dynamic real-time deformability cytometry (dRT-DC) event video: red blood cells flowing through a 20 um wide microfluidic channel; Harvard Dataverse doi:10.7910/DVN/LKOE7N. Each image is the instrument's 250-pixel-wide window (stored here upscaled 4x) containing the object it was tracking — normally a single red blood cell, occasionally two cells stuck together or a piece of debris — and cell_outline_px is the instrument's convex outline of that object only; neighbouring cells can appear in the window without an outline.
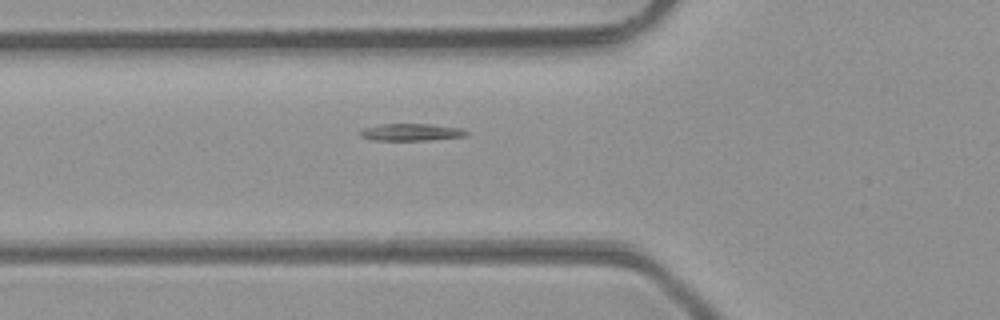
{"species": "common noctule bat (a hibernating species)", "species_latin": "Nyctalus noctula", "temperature_condition": "room temperature", "stored_images_in_passage": 28, "camera_frame_rate_fps": 3000, "um_per_image_px": 0.085, "animal": {"sex": "male", "body_mass_g": 23.1, "forearm_length_mm": 52.7}, "frame": {"image": 1, "passage_image": 2, "time_ms": 0.333, "image_size_px": [1000, 320], "cell_outline_px": [[468, 132], [464, 136], [428, 140], [372, 140], [360, 136], [360, 132], [364, 128], [384, 124], [432, 124], [460, 128]], "centroid_in_image_um": [34.94, 11.23], "position_along_channel_um": 90.9, "area_um2": 10.4}}
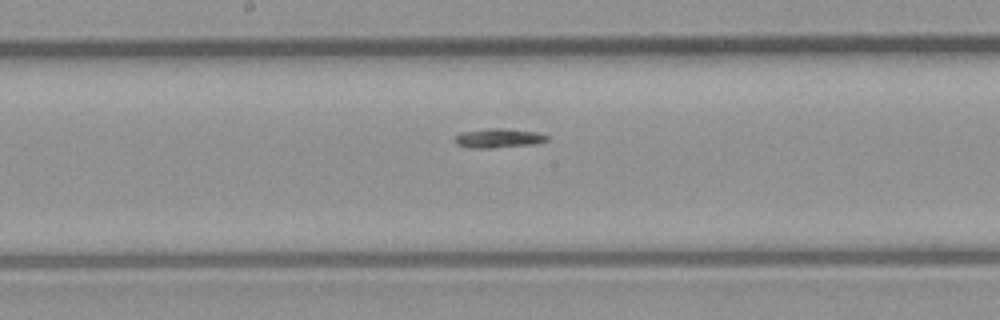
{"frame": {"image": 2, "passage_image": 10, "time_ms": 3.0, "image_size_px": [1000, 320], "cell_outline_px": [[548, 140], [536, 144], [492, 148], [472, 148], [456, 144], [452, 140], [460, 132], [488, 128], [500, 128], [536, 132], [548, 136]], "centroid_in_image_um": [42.33, 11.75], "position_along_channel_um": 205.9, "area_um2": 10.4}}
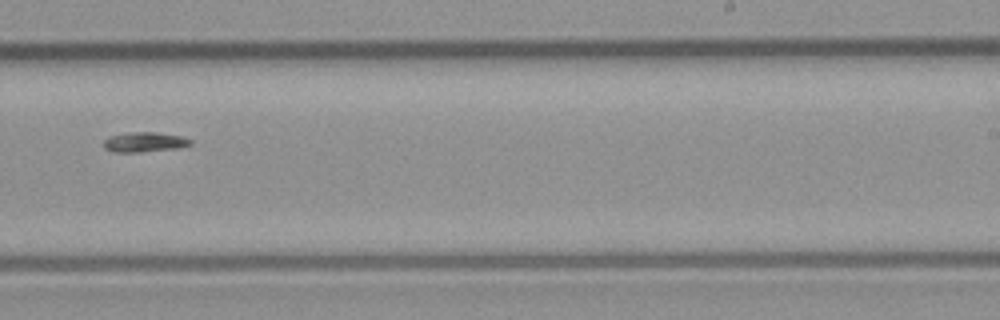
{"frame": {"image": 3, "passage_image": 15, "time_ms": 4.667, "image_size_px": [1000, 320], "cell_outline_px": [[192, 144], [176, 148], [140, 152], [112, 152], [104, 148], [104, 140], [108, 136], [132, 132], [156, 132], [180, 136], [192, 140]], "centroid_in_image_um": [12.25, 12.07], "position_along_channel_um": 276.8, "area_um2": 10.0}}